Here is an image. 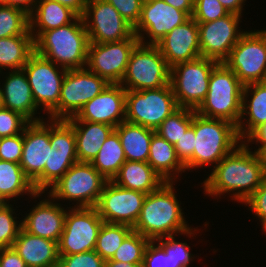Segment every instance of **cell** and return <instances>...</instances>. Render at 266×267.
Here are the masks:
<instances>
[{"label":"cell","mask_w":266,"mask_h":267,"mask_svg":"<svg viewBox=\"0 0 266 267\" xmlns=\"http://www.w3.org/2000/svg\"><path fill=\"white\" fill-rule=\"evenodd\" d=\"M213 168L202 182L206 195L217 198L232 192V200L241 203L256 191L266 176L257 153L250 151L249 145L244 142Z\"/></svg>","instance_id":"obj_1"},{"label":"cell","mask_w":266,"mask_h":267,"mask_svg":"<svg viewBox=\"0 0 266 267\" xmlns=\"http://www.w3.org/2000/svg\"><path fill=\"white\" fill-rule=\"evenodd\" d=\"M173 182H164L158 189L146 195L140 216L133 227L150 241L158 238L186 234L194 236L196 229L189 227L175 194ZM195 231V232H194Z\"/></svg>","instance_id":"obj_2"},{"label":"cell","mask_w":266,"mask_h":267,"mask_svg":"<svg viewBox=\"0 0 266 267\" xmlns=\"http://www.w3.org/2000/svg\"><path fill=\"white\" fill-rule=\"evenodd\" d=\"M88 33L81 16L72 23L44 31L35 41V52L66 70L87 65Z\"/></svg>","instance_id":"obj_3"},{"label":"cell","mask_w":266,"mask_h":267,"mask_svg":"<svg viewBox=\"0 0 266 267\" xmlns=\"http://www.w3.org/2000/svg\"><path fill=\"white\" fill-rule=\"evenodd\" d=\"M194 132V152L184 165L186 170L209 164L216 166L242 143L236 125L223 119L203 117L195 110Z\"/></svg>","instance_id":"obj_4"},{"label":"cell","mask_w":266,"mask_h":267,"mask_svg":"<svg viewBox=\"0 0 266 267\" xmlns=\"http://www.w3.org/2000/svg\"><path fill=\"white\" fill-rule=\"evenodd\" d=\"M209 89L196 112L207 118L223 119L238 125L242 114L244 85L223 62L212 70Z\"/></svg>","instance_id":"obj_5"},{"label":"cell","mask_w":266,"mask_h":267,"mask_svg":"<svg viewBox=\"0 0 266 267\" xmlns=\"http://www.w3.org/2000/svg\"><path fill=\"white\" fill-rule=\"evenodd\" d=\"M171 68L156 45L139 43L131 53L123 79L126 91L158 89L170 84Z\"/></svg>","instance_id":"obj_6"},{"label":"cell","mask_w":266,"mask_h":267,"mask_svg":"<svg viewBox=\"0 0 266 267\" xmlns=\"http://www.w3.org/2000/svg\"><path fill=\"white\" fill-rule=\"evenodd\" d=\"M107 181L90 162H76L47 193L57 201H77V208L96 207Z\"/></svg>","instance_id":"obj_7"},{"label":"cell","mask_w":266,"mask_h":267,"mask_svg":"<svg viewBox=\"0 0 266 267\" xmlns=\"http://www.w3.org/2000/svg\"><path fill=\"white\" fill-rule=\"evenodd\" d=\"M179 108L171 84L158 89L126 91L125 121L156 130Z\"/></svg>","instance_id":"obj_8"},{"label":"cell","mask_w":266,"mask_h":267,"mask_svg":"<svg viewBox=\"0 0 266 267\" xmlns=\"http://www.w3.org/2000/svg\"><path fill=\"white\" fill-rule=\"evenodd\" d=\"M216 60L199 57L171 68L170 84L179 107L197 110L207 96Z\"/></svg>","instance_id":"obj_9"},{"label":"cell","mask_w":266,"mask_h":267,"mask_svg":"<svg viewBox=\"0 0 266 267\" xmlns=\"http://www.w3.org/2000/svg\"><path fill=\"white\" fill-rule=\"evenodd\" d=\"M49 123L52 147L49 166H45L43 173L32 183L37 192L43 193L78 162L73 126L67 120L49 119Z\"/></svg>","instance_id":"obj_10"},{"label":"cell","mask_w":266,"mask_h":267,"mask_svg":"<svg viewBox=\"0 0 266 267\" xmlns=\"http://www.w3.org/2000/svg\"><path fill=\"white\" fill-rule=\"evenodd\" d=\"M109 83L92 73L87 67L67 70L61 86L58 106L49 119L67 120L77 115L81 108L108 87Z\"/></svg>","instance_id":"obj_11"},{"label":"cell","mask_w":266,"mask_h":267,"mask_svg":"<svg viewBox=\"0 0 266 267\" xmlns=\"http://www.w3.org/2000/svg\"><path fill=\"white\" fill-rule=\"evenodd\" d=\"M223 63L243 85L266 82V30L246 31Z\"/></svg>","instance_id":"obj_12"},{"label":"cell","mask_w":266,"mask_h":267,"mask_svg":"<svg viewBox=\"0 0 266 267\" xmlns=\"http://www.w3.org/2000/svg\"><path fill=\"white\" fill-rule=\"evenodd\" d=\"M64 230L58 242L59 255L95 250L104 223L95 207H68ZM70 208V209H69Z\"/></svg>","instance_id":"obj_13"},{"label":"cell","mask_w":266,"mask_h":267,"mask_svg":"<svg viewBox=\"0 0 266 267\" xmlns=\"http://www.w3.org/2000/svg\"><path fill=\"white\" fill-rule=\"evenodd\" d=\"M81 17L89 42H119L128 38H138L134 34V27L105 0H88Z\"/></svg>","instance_id":"obj_14"},{"label":"cell","mask_w":266,"mask_h":267,"mask_svg":"<svg viewBox=\"0 0 266 267\" xmlns=\"http://www.w3.org/2000/svg\"><path fill=\"white\" fill-rule=\"evenodd\" d=\"M23 70L38 110L43 106L44 112L50 114L59 104L61 86L67 70L36 52L29 57Z\"/></svg>","instance_id":"obj_15"},{"label":"cell","mask_w":266,"mask_h":267,"mask_svg":"<svg viewBox=\"0 0 266 267\" xmlns=\"http://www.w3.org/2000/svg\"><path fill=\"white\" fill-rule=\"evenodd\" d=\"M139 43L138 38L119 42H89L86 67L109 84H120L131 53Z\"/></svg>","instance_id":"obj_16"},{"label":"cell","mask_w":266,"mask_h":267,"mask_svg":"<svg viewBox=\"0 0 266 267\" xmlns=\"http://www.w3.org/2000/svg\"><path fill=\"white\" fill-rule=\"evenodd\" d=\"M146 195L107 181L95 208L105 223L125 224L133 228L140 216Z\"/></svg>","instance_id":"obj_17"},{"label":"cell","mask_w":266,"mask_h":267,"mask_svg":"<svg viewBox=\"0 0 266 267\" xmlns=\"http://www.w3.org/2000/svg\"><path fill=\"white\" fill-rule=\"evenodd\" d=\"M241 17V15L229 13L214 21L198 23L201 57L223 62L246 33L238 29Z\"/></svg>","instance_id":"obj_18"},{"label":"cell","mask_w":266,"mask_h":267,"mask_svg":"<svg viewBox=\"0 0 266 267\" xmlns=\"http://www.w3.org/2000/svg\"><path fill=\"white\" fill-rule=\"evenodd\" d=\"M190 16L164 0H152L142 4L141 17L134 27V34L141 44L156 45L166 34L187 21ZM149 41L145 42V35Z\"/></svg>","instance_id":"obj_19"},{"label":"cell","mask_w":266,"mask_h":267,"mask_svg":"<svg viewBox=\"0 0 266 267\" xmlns=\"http://www.w3.org/2000/svg\"><path fill=\"white\" fill-rule=\"evenodd\" d=\"M44 120L30 122L23 131V152L20 166L25 176L33 183L49 166L52 150L50 144V124Z\"/></svg>","instance_id":"obj_20"},{"label":"cell","mask_w":266,"mask_h":267,"mask_svg":"<svg viewBox=\"0 0 266 267\" xmlns=\"http://www.w3.org/2000/svg\"><path fill=\"white\" fill-rule=\"evenodd\" d=\"M126 90L121 84H109L99 95L88 101L76 116L67 120L105 123L114 128L125 121Z\"/></svg>","instance_id":"obj_21"},{"label":"cell","mask_w":266,"mask_h":267,"mask_svg":"<svg viewBox=\"0 0 266 267\" xmlns=\"http://www.w3.org/2000/svg\"><path fill=\"white\" fill-rule=\"evenodd\" d=\"M156 46L170 68L201 57L198 23L190 17L166 34Z\"/></svg>","instance_id":"obj_22"},{"label":"cell","mask_w":266,"mask_h":267,"mask_svg":"<svg viewBox=\"0 0 266 267\" xmlns=\"http://www.w3.org/2000/svg\"><path fill=\"white\" fill-rule=\"evenodd\" d=\"M47 197L48 199L41 200L30 209L31 212L22 219V228L32 235L59 242L64 230L67 208L62 207L52 197Z\"/></svg>","instance_id":"obj_23"},{"label":"cell","mask_w":266,"mask_h":267,"mask_svg":"<svg viewBox=\"0 0 266 267\" xmlns=\"http://www.w3.org/2000/svg\"><path fill=\"white\" fill-rule=\"evenodd\" d=\"M1 87L3 107L15 111L25 117L29 122L43 120L37 116V105L34 101L31 87L23 69L11 70L5 76Z\"/></svg>","instance_id":"obj_24"},{"label":"cell","mask_w":266,"mask_h":267,"mask_svg":"<svg viewBox=\"0 0 266 267\" xmlns=\"http://www.w3.org/2000/svg\"><path fill=\"white\" fill-rule=\"evenodd\" d=\"M12 247L27 267H58V242L32 235L21 228Z\"/></svg>","instance_id":"obj_25"},{"label":"cell","mask_w":266,"mask_h":267,"mask_svg":"<svg viewBox=\"0 0 266 267\" xmlns=\"http://www.w3.org/2000/svg\"><path fill=\"white\" fill-rule=\"evenodd\" d=\"M249 96L251 100H248ZM265 123H266V82L250 83L244 85L243 97H242V114L240 121L237 125V132L239 138L241 139V142L245 141V139L257 127Z\"/></svg>","instance_id":"obj_26"},{"label":"cell","mask_w":266,"mask_h":267,"mask_svg":"<svg viewBox=\"0 0 266 267\" xmlns=\"http://www.w3.org/2000/svg\"><path fill=\"white\" fill-rule=\"evenodd\" d=\"M77 17L73 10L57 1L37 0L29 14V31L35 41L44 31L68 25Z\"/></svg>","instance_id":"obj_27"},{"label":"cell","mask_w":266,"mask_h":267,"mask_svg":"<svg viewBox=\"0 0 266 267\" xmlns=\"http://www.w3.org/2000/svg\"><path fill=\"white\" fill-rule=\"evenodd\" d=\"M75 132L78 162H91L114 127L105 123L67 120Z\"/></svg>","instance_id":"obj_28"},{"label":"cell","mask_w":266,"mask_h":267,"mask_svg":"<svg viewBox=\"0 0 266 267\" xmlns=\"http://www.w3.org/2000/svg\"><path fill=\"white\" fill-rule=\"evenodd\" d=\"M112 182L125 189L149 194L158 189L165 181L148 162L125 161Z\"/></svg>","instance_id":"obj_29"},{"label":"cell","mask_w":266,"mask_h":267,"mask_svg":"<svg viewBox=\"0 0 266 267\" xmlns=\"http://www.w3.org/2000/svg\"><path fill=\"white\" fill-rule=\"evenodd\" d=\"M114 130L120 138L126 161H148L150 142L155 130L127 121H123Z\"/></svg>","instance_id":"obj_30"},{"label":"cell","mask_w":266,"mask_h":267,"mask_svg":"<svg viewBox=\"0 0 266 267\" xmlns=\"http://www.w3.org/2000/svg\"><path fill=\"white\" fill-rule=\"evenodd\" d=\"M147 162L165 182H173L177 174L179 176L186 170L177 157L174 145L157 133L152 136Z\"/></svg>","instance_id":"obj_31"},{"label":"cell","mask_w":266,"mask_h":267,"mask_svg":"<svg viewBox=\"0 0 266 267\" xmlns=\"http://www.w3.org/2000/svg\"><path fill=\"white\" fill-rule=\"evenodd\" d=\"M30 194L33 198L40 197L32 182L25 176L20 164L0 160V205L10 203L13 198Z\"/></svg>","instance_id":"obj_32"},{"label":"cell","mask_w":266,"mask_h":267,"mask_svg":"<svg viewBox=\"0 0 266 267\" xmlns=\"http://www.w3.org/2000/svg\"><path fill=\"white\" fill-rule=\"evenodd\" d=\"M35 52L32 35H17L0 38V71L23 69ZM10 68V69H9Z\"/></svg>","instance_id":"obj_33"},{"label":"cell","mask_w":266,"mask_h":267,"mask_svg":"<svg viewBox=\"0 0 266 267\" xmlns=\"http://www.w3.org/2000/svg\"><path fill=\"white\" fill-rule=\"evenodd\" d=\"M125 161L120 138L113 130L90 163L106 180L112 181Z\"/></svg>","instance_id":"obj_34"},{"label":"cell","mask_w":266,"mask_h":267,"mask_svg":"<svg viewBox=\"0 0 266 267\" xmlns=\"http://www.w3.org/2000/svg\"><path fill=\"white\" fill-rule=\"evenodd\" d=\"M133 230L125 224L103 223L99 231L95 251L106 261L110 260L125 237Z\"/></svg>","instance_id":"obj_35"},{"label":"cell","mask_w":266,"mask_h":267,"mask_svg":"<svg viewBox=\"0 0 266 267\" xmlns=\"http://www.w3.org/2000/svg\"><path fill=\"white\" fill-rule=\"evenodd\" d=\"M192 125V109L179 107L155 130L167 142L175 145Z\"/></svg>","instance_id":"obj_36"},{"label":"cell","mask_w":266,"mask_h":267,"mask_svg":"<svg viewBox=\"0 0 266 267\" xmlns=\"http://www.w3.org/2000/svg\"><path fill=\"white\" fill-rule=\"evenodd\" d=\"M17 35H32L29 15L22 9L0 4V38Z\"/></svg>","instance_id":"obj_37"},{"label":"cell","mask_w":266,"mask_h":267,"mask_svg":"<svg viewBox=\"0 0 266 267\" xmlns=\"http://www.w3.org/2000/svg\"><path fill=\"white\" fill-rule=\"evenodd\" d=\"M149 242L148 238L132 230L110 260L143 264L145 248Z\"/></svg>","instance_id":"obj_38"},{"label":"cell","mask_w":266,"mask_h":267,"mask_svg":"<svg viewBox=\"0 0 266 267\" xmlns=\"http://www.w3.org/2000/svg\"><path fill=\"white\" fill-rule=\"evenodd\" d=\"M165 251L170 267H189L194 255L190 246L185 242L176 241L175 235L161 237L155 240Z\"/></svg>","instance_id":"obj_39"},{"label":"cell","mask_w":266,"mask_h":267,"mask_svg":"<svg viewBox=\"0 0 266 267\" xmlns=\"http://www.w3.org/2000/svg\"><path fill=\"white\" fill-rule=\"evenodd\" d=\"M14 213L12 204L0 205V249L12 247L22 228V220L17 221L18 217H14Z\"/></svg>","instance_id":"obj_40"},{"label":"cell","mask_w":266,"mask_h":267,"mask_svg":"<svg viewBox=\"0 0 266 267\" xmlns=\"http://www.w3.org/2000/svg\"><path fill=\"white\" fill-rule=\"evenodd\" d=\"M229 14V11L219 0H194V11L192 18L197 23H206L222 18Z\"/></svg>","instance_id":"obj_41"},{"label":"cell","mask_w":266,"mask_h":267,"mask_svg":"<svg viewBox=\"0 0 266 267\" xmlns=\"http://www.w3.org/2000/svg\"><path fill=\"white\" fill-rule=\"evenodd\" d=\"M30 122L21 114L10 109L0 108V137H10L23 133Z\"/></svg>","instance_id":"obj_42"},{"label":"cell","mask_w":266,"mask_h":267,"mask_svg":"<svg viewBox=\"0 0 266 267\" xmlns=\"http://www.w3.org/2000/svg\"><path fill=\"white\" fill-rule=\"evenodd\" d=\"M58 267H104L105 260L95 251L59 255Z\"/></svg>","instance_id":"obj_43"},{"label":"cell","mask_w":266,"mask_h":267,"mask_svg":"<svg viewBox=\"0 0 266 267\" xmlns=\"http://www.w3.org/2000/svg\"><path fill=\"white\" fill-rule=\"evenodd\" d=\"M22 152L23 133L1 138L0 160L20 164Z\"/></svg>","instance_id":"obj_44"},{"label":"cell","mask_w":266,"mask_h":267,"mask_svg":"<svg viewBox=\"0 0 266 267\" xmlns=\"http://www.w3.org/2000/svg\"><path fill=\"white\" fill-rule=\"evenodd\" d=\"M257 216L266 232V176L256 191L243 202Z\"/></svg>","instance_id":"obj_45"},{"label":"cell","mask_w":266,"mask_h":267,"mask_svg":"<svg viewBox=\"0 0 266 267\" xmlns=\"http://www.w3.org/2000/svg\"><path fill=\"white\" fill-rule=\"evenodd\" d=\"M110 3L120 15L133 27L137 25L141 17L142 0H105Z\"/></svg>","instance_id":"obj_46"},{"label":"cell","mask_w":266,"mask_h":267,"mask_svg":"<svg viewBox=\"0 0 266 267\" xmlns=\"http://www.w3.org/2000/svg\"><path fill=\"white\" fill-rule=\"evenodd\" d=\"M194 138L196 137L194 132V110H192V125L174 145L177 157L183 165L193 156Z\"/></svg>","instance_id":"obj_47"},{"label":"cell","mask_w":266,"mask_h":267,"mask_svg":"<svg viewBox=\"0 0 266 267\" xmlns=\"http://www.w3.org/2000/svg\"><path fill=\"white\" fill-rule=\"evenodd\" d=\"M155 241H150L145 248L142 267H170L164 249Z\"/></svg>","instance_id":"obj_48"},{"label":"cell","mask_w":266,"mask_h":267,"mask_svg":"<svg viewBox=\"0 0 266 267\" xmlns=\"http://www.w3.org/2000/svg\"><path fill=\"white\" fill-rule=\"evenodd\" d=\"M0 267H27L13 247L0 249Z\"/></svg>","instance_id":"obj_49"},{"label":"cell","mask_w":266,"mask_h":267,"mask_svg":"<svg viewBox=\"0 0 266 267\" xmlns=\"http://www.w3.org/2000/svg\"><path fill=\"white\" fill-rule=\"evenodd\" d=\"M37 0H0L1 5L16 7L25 11L28 15L36 6Z\"/></svg>","instance_id":"obj_50"},{"label":"cell","mask_w":266,"mask_h":267,"mask_svg":"<svg viewBox=\"0 0 266 267\" xmlns=\"http://www.w3.org/2000/svg\"><path fill=\"white\" fill-rule=\"evenodd\" d=\"M243 142L246 145L251 142L252 144L255 142L256 144L266 145V123L257 127Z\"/></svg>","instance_id":"obj_51"},{"label":"cell","mask_w":266,"mask_h":267,"mask_svg":"<svg viewBox=\"0 0 266 267\" xmlns=\"http://www.w3.org/2000/svg\"><path fill=\"white\" fill-rule=\"evenodd\" d=\"M53 1H57L60 4L67 6L68 8L73 10L78 16H82L88 0H53Z\"/></svg>","instance_id":"obj_52"},{"label":"cell","mask_w":266,"mask_h":267,"mask_svg":"<svg viewBox=\"0 0 266 267\" xmlns=\"http://www.w3.org/2000/svg\"><path fill=\"white\" fill-rule=\"evenodd\" d=\"M169 5H172L176 9L185 11L190 17H192L194 11V0H164Z\"/></svg>","instance_id":"obj_53"},{"label":"cell","mask_w":266,"mask_h":267,"mask_svg":"<svg viewBox=\"0 0 266 267\" xmlns=\"http://www.w3.org/2000/svg\"><path fill=\"white\" fill-rule=\"evenodd\" d=\"M220 3L229 11L242 16L243 6L246 0H219Z\"/></svg>","instance_id":"obj_54"},{"label":"cell","mask_w":266,"mask_h":267,"mask_svg":"<svg viewBox=\"0 0 266 267\" xmlns=\"http://www.w3.org/2000/svg\"><path fill=\"white\" fill-rule=\"evenodd\" d=\"M142 265L143 264H133V263H127V262L106 260L104 267H142Z\"/></svg>","instance_id":"obj_55"},{"label":"cell","mask_w":266,"mask_h":267,"mask_svg":"<svg viewBox=\"0 0 266 267\" xmlns=\"http://www.w3.org/2000/svg\"><path fill=\"white\" fill-rule=\"evenodd\" d=\"M261 161L262 167L266 172V145H260L255 151Z\"/></svg>","instance_id":"obj_56"},{"label":"cell","mask_w":266,"mask_h":267,"mask_svg":"<svg viewBox=\"0 0 266 267\" xmlns=\"http://www.w3.org/2000/svg\"><path fill=\"white\" fill-rule=\"evenodd\" d=\"M1 86L0 85V108L3 107V103H2V94H1Z\"/></svg>","instance_id":"obj_57"},{"label":"cell","mask_w":266,"mask_h":267,"mask_svg":"<svg viewBox=\"0 0 266 267\" xmlns=\"http://www.w3.org/2000/svg\"><path fill=\"white\" fill-rule=\"evenodd\" d=\"M142 1H143V3H144V2H149V1H152V0H142Z\"/></svg>","instance_id":"obj_58"}]
</instances>
